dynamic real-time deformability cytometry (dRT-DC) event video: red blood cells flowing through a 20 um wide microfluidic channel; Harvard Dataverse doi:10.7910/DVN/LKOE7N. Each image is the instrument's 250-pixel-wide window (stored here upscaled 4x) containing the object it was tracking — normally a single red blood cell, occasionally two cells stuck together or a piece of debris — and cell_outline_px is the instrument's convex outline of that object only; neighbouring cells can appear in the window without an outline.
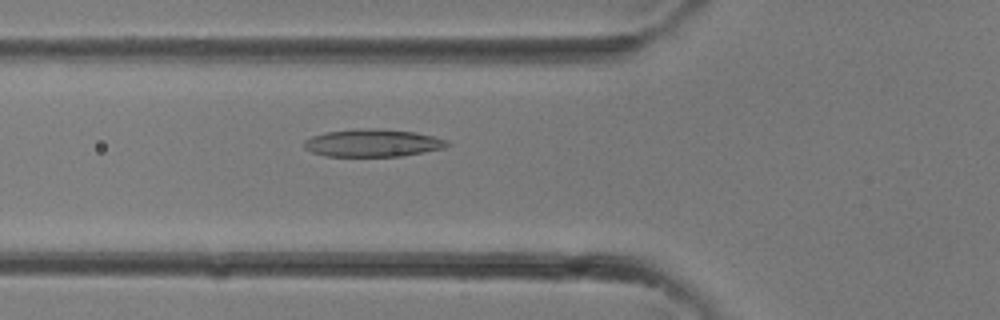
{"species": "common noctule bat (a hibernating species)", "species_latin": "Nyctalus noctula", "temperature_condition": "room temperature", "stored_images_in_passage": 29, "camera_frame_rate_fps": 3000, "um_per_image_px": 0.085, "animal": {"sex": "female"}, "frame": {"image": 1, "passage_image": 8, "time_ms": 2.333, "image_size_px": [1000, 320], "cell_outline_px": [[452, 144], [444, 148], [424, 152], [400, 156], [324, 156], [312, 152], [304, 148], [304, 140], [312, 136], [328, 132], [352, 128], [376, 128], [416, 132], [448, 140]], "centroid_in_image_um": [31.69, 12.14], "position_along_channel_um": 94.1, "area_um2": 23.18}}
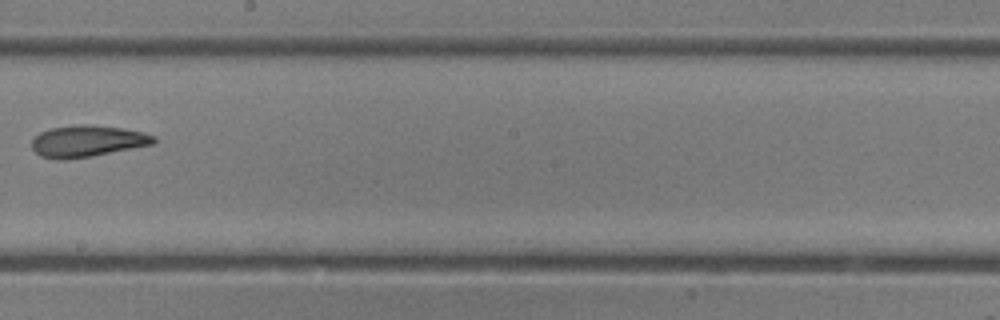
{"frame": {"image": 2, "passage_image": 15, "time_ms": 4.667, "image_size_px": [1000, 320], "cell_outline_px": [[156, 144], [92, 156], [68, 160], [56, 160], [40, 156], [32, 148], [32, 140], [40, 132], [52, 128], [76, 124], [92, 124], [124, 128], [144, 132], [156, 136]], "centroid_in_image_um": [7.46, 12.0], "position_along_channel_um": 240.7, "area_um2": 22.83}}
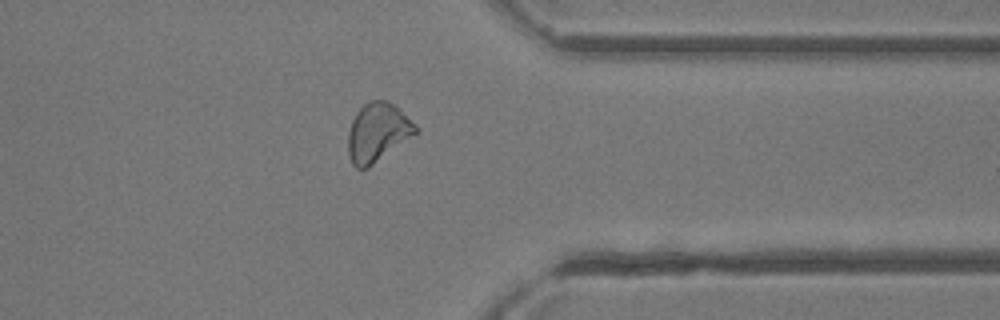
{"frame": {"image": 3, "passage_image": 22, "time_ms": 7.0, "image_size_px": [1000, 320], "cell_outline_px": [[420, 128], [416, 132], [368, 168], [356, 168], [352, 164], [348, 156], [348, 132], [352, 120], [356, 112], [368, 100], [388, 100], [400, 108]], "centroid_in_image_um": [32.08, 11.22], "position_along_channel_um": 379.3, "area_um2": 23.06}}